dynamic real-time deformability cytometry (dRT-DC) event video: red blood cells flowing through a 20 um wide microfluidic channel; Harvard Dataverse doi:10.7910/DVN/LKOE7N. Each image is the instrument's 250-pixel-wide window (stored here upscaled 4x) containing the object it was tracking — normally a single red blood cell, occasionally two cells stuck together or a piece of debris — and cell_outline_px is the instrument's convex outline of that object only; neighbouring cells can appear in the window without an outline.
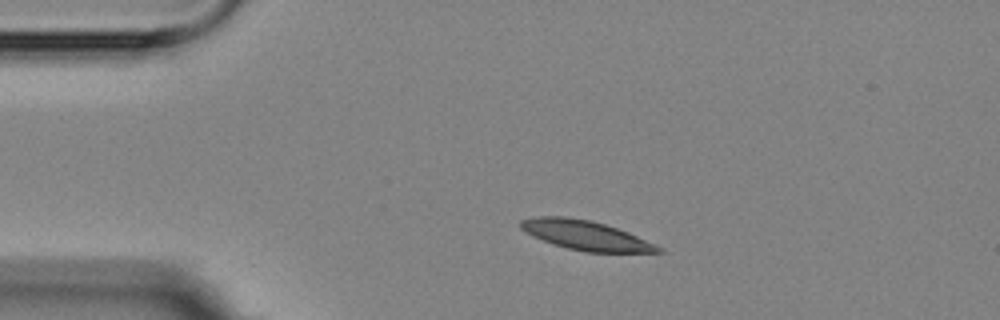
{"species": "Egyptian fruit bat (a non-hibernating species)", "species_latin": "Rousettus aegyptiacus", "temperature_condition": "room temperature", "stored_images_in_passage": 2, "camera_frame_rate_fps": 3000, "um_per_image_px": 0.085, "animal": {"sex": "female"}, "frame": {"image": 1, "passage_image": 1, "time_ms": 0.0, "image_size_px": [1000, 320], "cell_outline_px": [[664, 252], [584, 252], [552, 244], [532, 236], [524, 232], [520, 228], [520, 220], [536, 216], [564, 216], [592, 220], [628, 232], [664, 248]], "centroid_in_image_um": [49.75, 19.99], "position_along_channel_um": 35.3, "area_um2": 23.64}}